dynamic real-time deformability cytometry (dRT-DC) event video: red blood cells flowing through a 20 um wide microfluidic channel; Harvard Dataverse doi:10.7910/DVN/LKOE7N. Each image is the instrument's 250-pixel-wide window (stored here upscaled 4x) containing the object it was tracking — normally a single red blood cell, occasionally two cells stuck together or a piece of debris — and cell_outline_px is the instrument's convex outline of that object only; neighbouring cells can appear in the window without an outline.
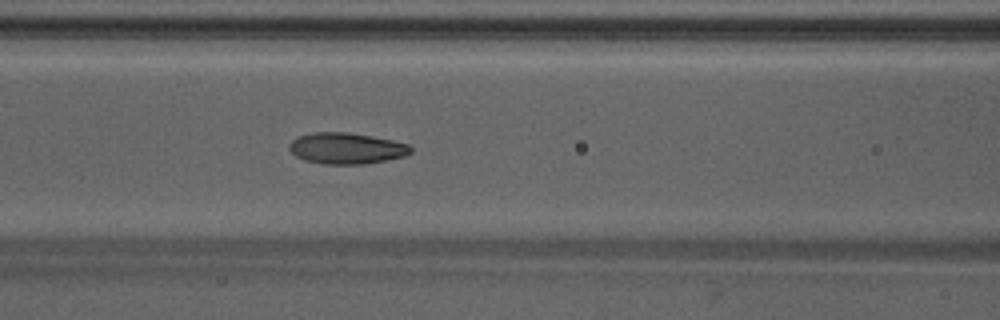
{"species": "Egyptian fruit bat (a non-hibernating species)", "species_latin": "Rousettus aegyptiacus", "temperature_condition": "warm", "stored_images_in_passage": 49, "camera_frame_rate_fps": 3000, "um_per_image_px": 0.085, "animal": {"sex": "male"}, "frame": {"image": 1, "passage_image": 21, "time_ms": 6.667, "image_size_px": [1000, 320], "cell_outline_px": [[412, 152], [404, 156], [388, 160], [364, 164], [324, 164], [304, 160], [296, 156], [288, 148], [288, 144], [296, 136], [312, 132], [348, 132], [372, 136], [392, 140], [408, 144], [412, 148]], "centroid_in_image_um": [29.42, 12.6], "position_along_channel_um": 137.2, "area_um2": 22.25}}
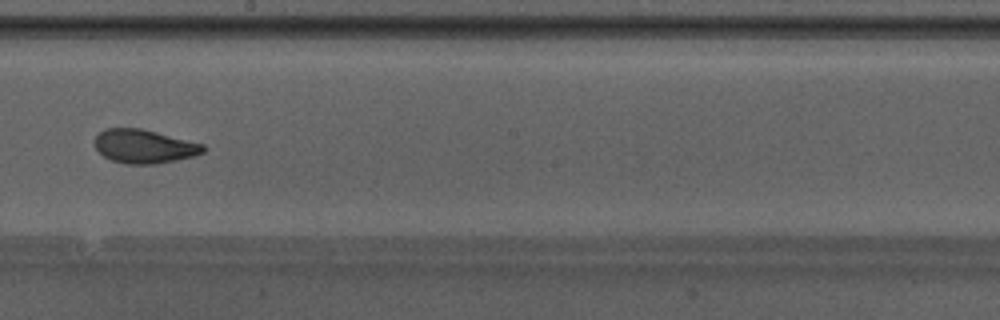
{"frame": {"image": 2, "passage_image": 28, "time_ms": 9.0, "image_size_px": [1000, 320], "cell_outline_px": [[204, 152], [196, 156], [156, 164], [128, 164], [112, 160], [104, 156], [96, 148], [96, 136], [104, 128], [140, 128], [204, 144]], "centroid_in_image_um": [12.27, 12.44], "position_along_channel_um": 235.9, "area_um2": 21.15}}
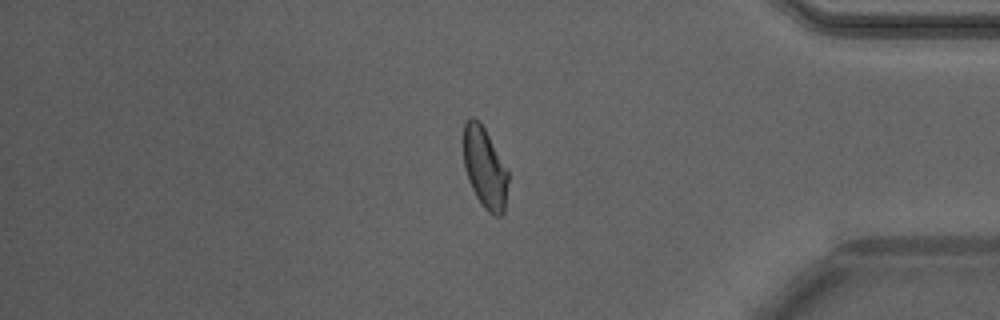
{"frame": {"image": 3, "passage_image": 41, "time_ms": 13.333, "image_size_px": [1000, 320], "cell_outline_px": [[508, 180], [504, 216], [492, 216], [484, 208], [476, 196], [468, 180], [464, 168], [464, 124], [472, 116], [484, 128], [508, 168]], "centroid_in_image_um": [41.23, 14.33], "position_along_channel_um": 394.0, "area_um2": 21.1}, "authors_computed_cell_mechanics": {"area_um2": 21.6172, "velocity_mm_per_s": 4.2433, "shape_relaxation_time_tau1_ms": 4.7313, "shape_relaxation_time_tau2_ms": 1.1956, "deformation_change_tau1": 0.1715, "deformation_change_tau2": 0.0725}}